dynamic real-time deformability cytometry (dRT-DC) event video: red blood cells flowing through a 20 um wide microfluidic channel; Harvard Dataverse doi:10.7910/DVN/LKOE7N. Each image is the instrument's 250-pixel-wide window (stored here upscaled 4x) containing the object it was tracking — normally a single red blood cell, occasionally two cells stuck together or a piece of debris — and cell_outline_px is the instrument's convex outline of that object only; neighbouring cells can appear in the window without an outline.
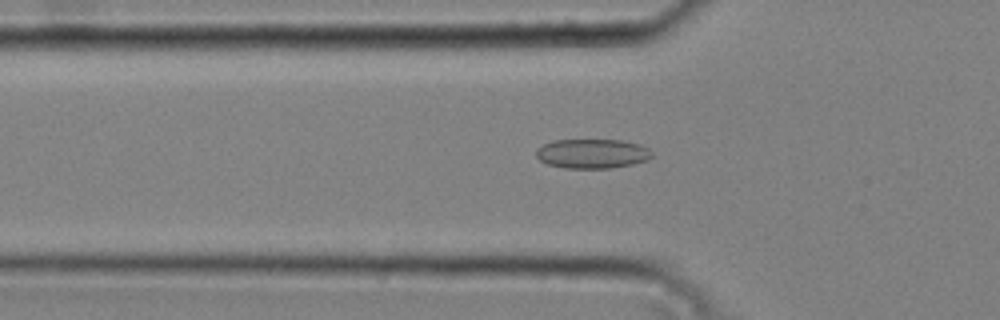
{"species": "common noctule bat (a hibernating species)", "species_latin": "Nyctalus noctula", "temperature_condition": "cold", "stored_images_in_passage": 17, "camera_frame_rate_fps": 3000, "um_per_image_px": 0.085, "animal": {"sex": "male", "body_mass_g": 20.4}, "frame": {"image": 1, "passage_image": 14, "time_ms": 4.333, "image_size_px": [1000, 320], "cell_outline_px": [[652, 156], [648, 160], [632, 164], [608, 168], [564, 168], [548, 164], [540, 160], [536, 156], [536, 148], [552, 140], [620, 140], [640, 144], [648, 148], [652, 152]], "centroid_in_image_um": [50.33, 13.05], "position_along_channel_um": 75.5, "area_um2": 19.88}}